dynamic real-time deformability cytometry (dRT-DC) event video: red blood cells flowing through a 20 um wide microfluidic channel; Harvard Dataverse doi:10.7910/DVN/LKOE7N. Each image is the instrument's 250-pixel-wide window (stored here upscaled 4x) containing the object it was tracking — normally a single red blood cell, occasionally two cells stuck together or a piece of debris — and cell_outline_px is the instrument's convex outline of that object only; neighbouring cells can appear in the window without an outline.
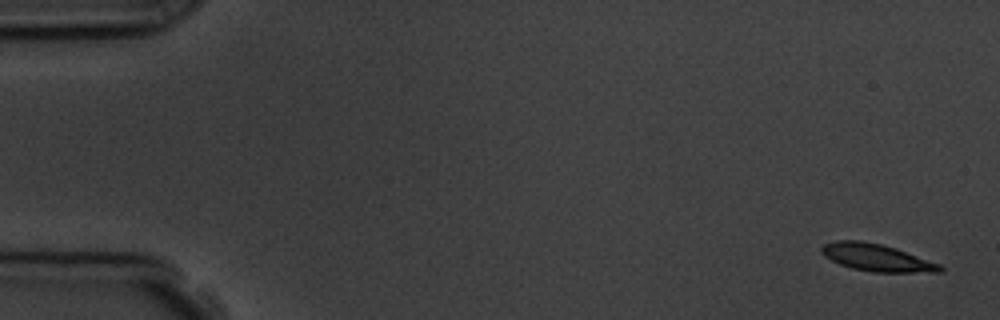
{"species": "common noctule bat (a hibernating species)", "species_latin": "Nyctalus noctula", "temperature_condition": "room temperature", "stored_images_in_passage": 6, "segment_of_instrument_passage": [1, 2], "camera_frame_rate_fps": 3000, "um_per_image_px": 0.085, "animal": {"sex": "male", "body_mass_g": 19.5, "forearm_length_mm": 54.6}, "frame": {"image": 1, "passage_image": 1, "time_ms": 0.0, "image_size_px": [1000, 320], "cell_outline_px": [[944, 272], [872, 272], [852, 268], [840, 264], [824, 256], [820, 252], [820, 248], [824, 244], [836, 240], [860, 240], [880, 244], [896, 248], [940, 264], [944, 268]], "centroid_in_image_um": [74.51, 21.89], "position_along_channel_um": 10.5, "area_um2": 18.79}}
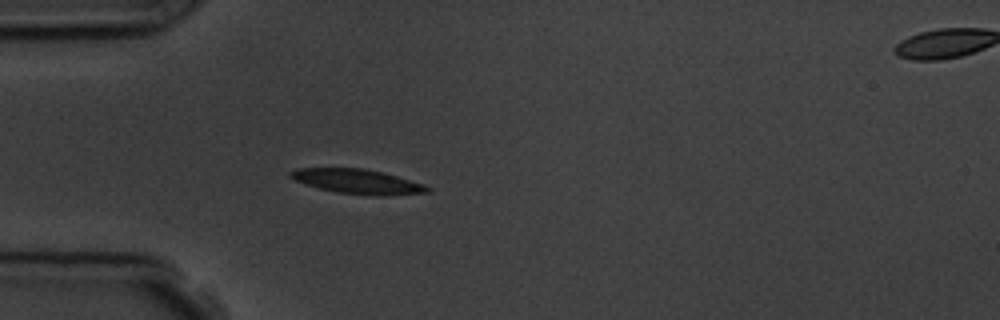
{"frame": {"image": 2, "passage_image": 5, "time_ms": 4.667, "image_size_px": [1000, 320], "cell_outline_px": [[432, 192], [384, 196], [372, 196], [336, 192], [320, 188], [296, 180], [288, 176], [288, 172], [296, 168], [360, 168], [380, 172], [396, 176], [424, 184], [432, 188]], "centroid_in_image_um": [30.43, 15.44], "position_along_channel_um": 54.6, "area_um2": 19.54}}